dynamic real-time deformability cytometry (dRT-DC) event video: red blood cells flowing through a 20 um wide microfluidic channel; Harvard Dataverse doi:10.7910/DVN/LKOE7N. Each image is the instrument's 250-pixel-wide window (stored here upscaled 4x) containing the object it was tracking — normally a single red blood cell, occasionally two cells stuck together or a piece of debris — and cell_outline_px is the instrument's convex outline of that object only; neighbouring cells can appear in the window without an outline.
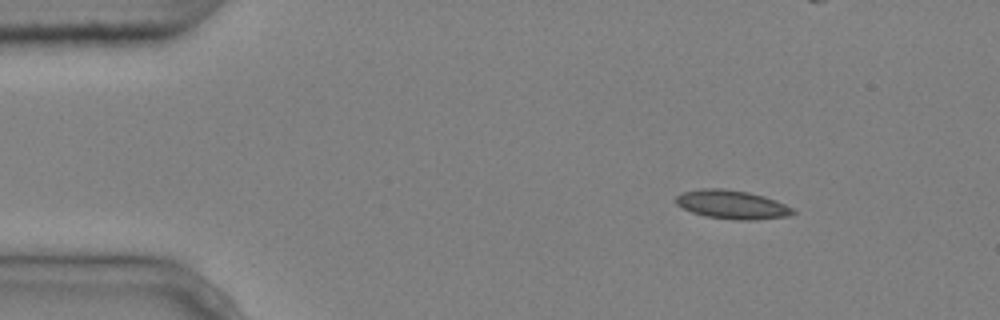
{"species": "common noctule bat (a hibernating species)", "species_latin": "Nyctalus noctula", "temperature_condition": "cold", "stored_images_in_passage": 7, "camera_frame_rate_fps": 3000, "um_per_image_px": 0.085, "animal": {"sex": "male", "body_mass_g": 20.4}, "frame": {"image": 1, "passage_image": 1, "time_ms": 0.0, "image_size_px": [1000, 320], "cell_outline_px": [[796, 212], [788, 216], [756, 220], [736, 220], [704, 216], [692, 212], [676, 204], [676, 196], [684, 192], [700, 188], [724, 188], [748, 192], [764, 196], [776, 200], [792, 208]], "centroid_in_image_um": [62.22, 17.39], "position_along_channel_um": 22.8, "area_um2": 19.59}}